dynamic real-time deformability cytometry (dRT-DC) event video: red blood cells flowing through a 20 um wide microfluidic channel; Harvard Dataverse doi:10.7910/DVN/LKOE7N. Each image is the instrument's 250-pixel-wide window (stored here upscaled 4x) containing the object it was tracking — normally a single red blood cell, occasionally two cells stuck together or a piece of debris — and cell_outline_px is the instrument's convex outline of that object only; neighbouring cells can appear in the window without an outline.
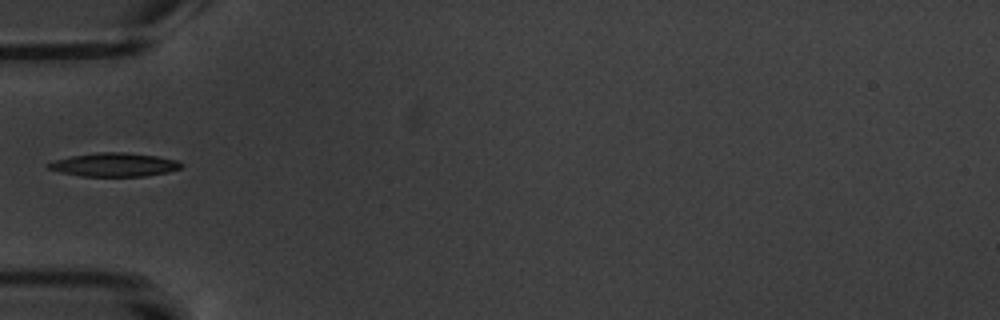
{"species": "common noctule bat (a hibernating species)", "species_latin": "Nyctalus noctula", "temperature_condition": "warm", "stored_images_in_passage": 17, "camera_frame_rate_fps": 3000, "um_per_image_px": 0.085, "animal": {"sex": "male", "body_mass_g": 20.1, "forearm_length_mm": 53.5}, "frame": {"image": 1, "passage_image": 6, "time_ms": 6.0, "image_size_px": [1000, 320], "cell_outline_px": [[184, 164], [180, 168], [168, 172], [144, 176], [80, 176], [60, 172], [48, 168], [44, 164], [56, 160], [72, 156], [100, 152], [124, 152], [156, 156], [176, 160]], "centroid_in_image_um": [9.71, 14.0], "position_along_channel_um": 75.3, "area_um2": 18.15}}
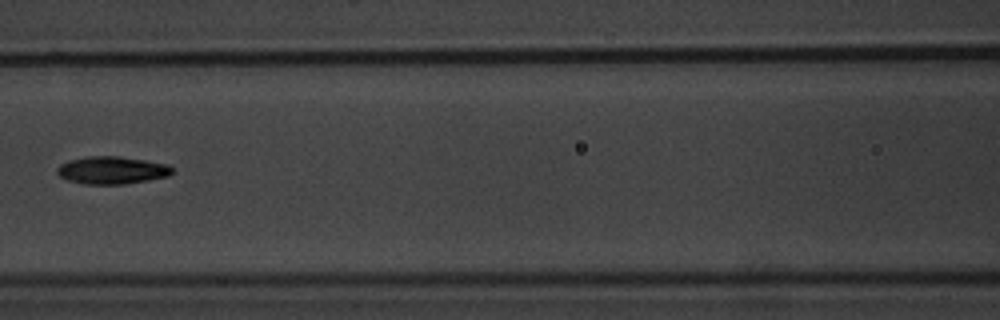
{"frame": {"image": 2, "passage_image": 8, "time_ms": 8.333, "image_size_px": [1000, 320], "cell_outline_px": [[172, 172], [168, 176], [148, 180], [124, 184], [84, 184], [68, 180], [60, 176], [56, 172], [56, 168], [60, 164], [68, 160], [84, 156], [120, 156], [168, 164], [172, 168]], "centroid_in_image_um": [9.47, 14.46], "position_along_channel_um": 157.1, "area_um2": 18.55}}
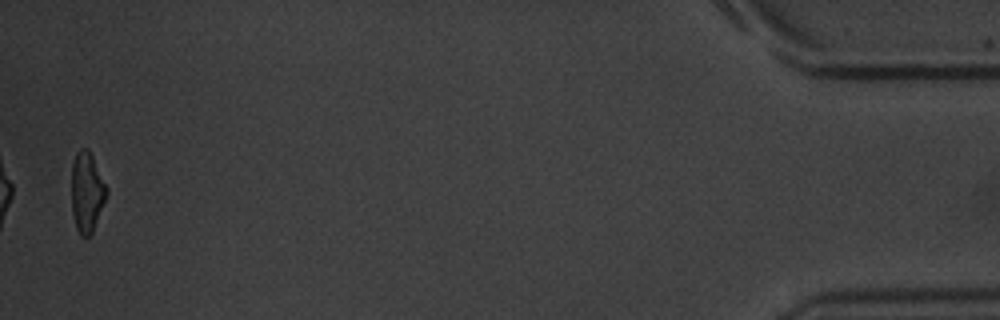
{"frame": {"image": 3, "passage_image": 17, "time_ms": 18.667, "image_size_px": [1000, 320], "cell_outline_px": [[108, 192], [92, 232], [88, 236], [80, 236], [76, 228], [72, 212], [72, 164], [76, 152], [80, 148], [88, 148], [108, 188]], "centroid_in_image_um": [7.38, 16.31], "position_along_channel_um": 427.8, "area_um2": 16.24}, "authors_computed_cell_mechanics": {"area_um2": 18.1492, "velocity_mm_per_s": 3.4544, "shape_relaxation_time_tau1_ms": 3.6947, "shape_relaxation_time_tau2_ms": 6.2791, "deformation_change_tau1": 0.1664, "deformation_change_tau2": 0.1318}}